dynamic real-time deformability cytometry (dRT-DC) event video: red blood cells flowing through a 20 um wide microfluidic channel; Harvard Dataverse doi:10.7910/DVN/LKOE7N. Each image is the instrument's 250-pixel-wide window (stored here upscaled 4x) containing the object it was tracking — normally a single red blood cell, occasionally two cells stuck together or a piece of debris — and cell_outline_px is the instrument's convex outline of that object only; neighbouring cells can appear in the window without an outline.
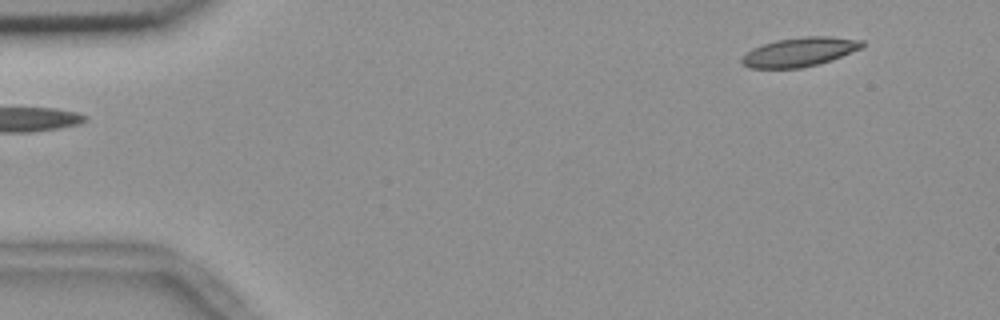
{"species": "common noctule bat (a hibernating species)", "species_latin": "Nyctalus noctula", "temperature_condition": "room temperature", "stored_images_in_passage": 51, "camera_frame_rate_fps": 3000, "um_per_image_px": 0.085, "animal": {"sex": "female", "body_mass_g": 18.4}, "frame": {"image": 1, "passage_image": 1, "time_ms": 0.0, "image_size_px": [1000, 320], "cell_outline_px": [[864, 48], [832, 60], [820, 64], [800, 68], [748, 68], [740, 60], [744, 52], [752, 48], [776, 40], [804, 36], [832, 36], [864, 40]], "centroid_in_image_um": [68.0, 4.41], "position_along_channel_um": 17.0, "area_um2": 20.75}}
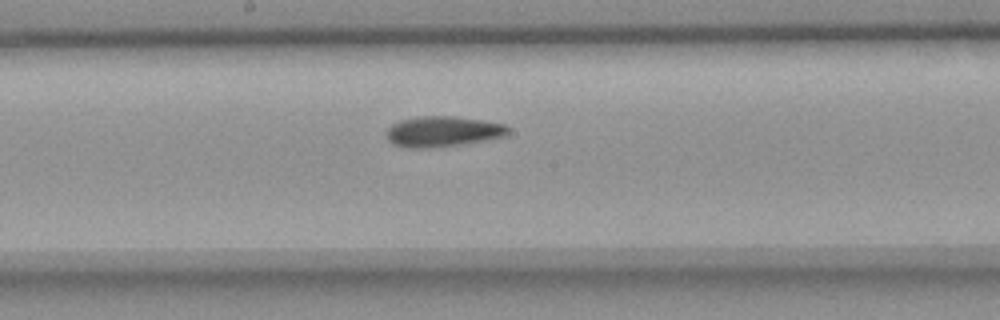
{"frame": {"image": 2, "passage_image": 25, "time_ms": 8.0, "image_size_px": [1000, 320], "cell_outline_px": [[508, 132], [500, 136], [460, 144], [424, 148], [408, 148], [392, 144], [388, 140], [388, 128], [392, 124], [400, 120], [416, 116], [452, 116], [484, 120], [504, 124], [508, 128]], "centroid_in_image_um": [37.56, 11.16], "position_along_channel_um": 210.6, "area_um2": 21.21}}
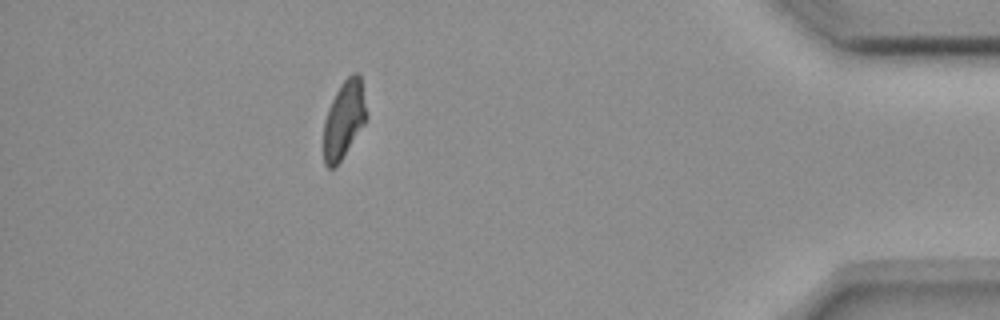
{"frame": {"image": 3, "passage_image": 45, "time_ms": 14.667, "image_size_px": [1000, 320], "cell_outline_px": [[368, 116], [364, 124], [336, 168], [328, 168], [324, 164], [324, 120], [328, 108], [340, 84], [352, 72], [356, 72], [360, 76]], "centroid_in_image_um": [29.23, 10.17], "position_along_channel_um": 406.0, "area_um2": 19.36}, "authors_computed_cell_mechanics": {"area_um2": 20.7502, "velocity_mm_per_s": 3.676, "shape_relaxation_time_tau1_ms": null, "shape_relaxation_time_tau2_ms": 4.6472, "deformation_change_tau1": null, "deformation_change_tau2": 0.1063}}